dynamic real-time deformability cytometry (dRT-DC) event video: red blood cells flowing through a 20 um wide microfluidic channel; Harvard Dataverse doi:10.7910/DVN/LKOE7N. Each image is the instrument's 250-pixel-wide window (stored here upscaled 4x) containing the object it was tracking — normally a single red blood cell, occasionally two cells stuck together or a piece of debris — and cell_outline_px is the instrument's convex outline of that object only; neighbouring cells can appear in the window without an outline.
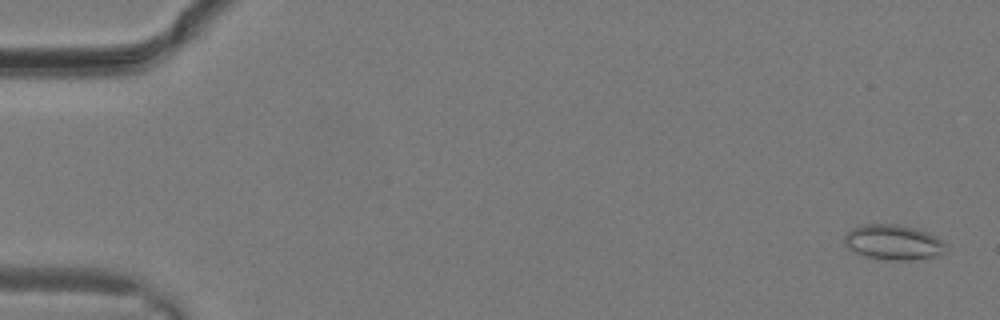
{"species": "common noctule bat (a hibernating species)", "species_latin": "Nyctalus noctula", "temperature_condition": "warm", "stored_images_in_passage": 13, "camera_frame_rate_fps": 3000, "um_per_image_px": 0.085, "animal": {"sex": "male", "body_mass_g": 19.2, "forearm_length_mm": 51.8}, "frame": {"image": 1, "passage_image": 1, "time_ms": 0.0, "image_size_px": [1000, 320], "cell_outline_px": [[944, 244], [940, 252], [936, 256], [912, 260], [888, 260], [864, 256], [848, 248], [844, 244], [844, 236], [852, 228], [864, 224], [896, 224], [912, 228], [936, 236]], "centroid_in_image_um": [75.84, 20.59], "position_along_channel_um": 9.2, "area_um2": 20.29}}
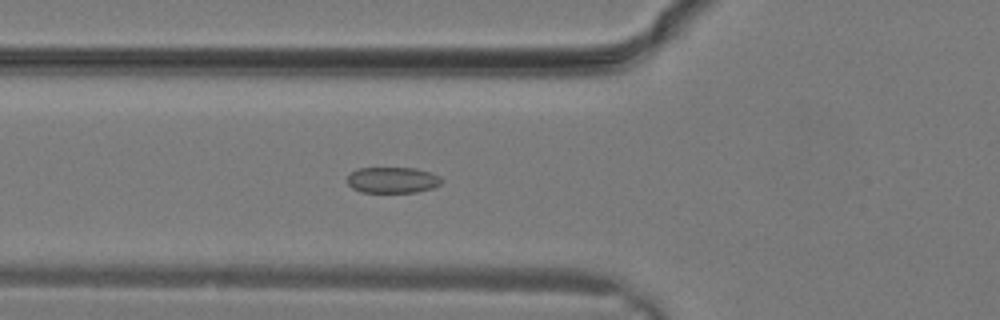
{"frame": {"image": 2, "passage_image": 11, "time_ms": 3.333, "image_size_px": [1000, 320], "cell_outline_px": [[444, 180], [440, 184], [432, 188], [416, 192], [360, 192], [352, 188], [348, 184], [348, 176], [356, 168], [416, 168], [440, 176]], "centroid_in_image_um": [33.37, 15.3], "position_along_channel_um": 92.4, "area_um2": 14.28}}
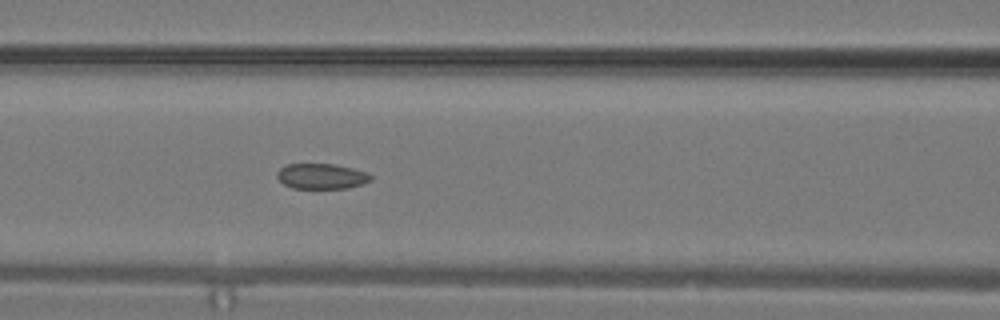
{"frame": {"image": 3, "passage_image": 13, "time_ms": 4.0, "image_size_px": [1000, 320], "cell_outline_px": [[372, 180], [348, 188], [292, 188], [284, 184], [276, 176], [276, 172], [280, 168], [288, 164], [332, 164], [352, 168], [368, 172], [372, 176]], "centroid_in_image_um": [27.32, 14.98], "position_along_channel_um": 139.3, "area_um2": 13.81}}